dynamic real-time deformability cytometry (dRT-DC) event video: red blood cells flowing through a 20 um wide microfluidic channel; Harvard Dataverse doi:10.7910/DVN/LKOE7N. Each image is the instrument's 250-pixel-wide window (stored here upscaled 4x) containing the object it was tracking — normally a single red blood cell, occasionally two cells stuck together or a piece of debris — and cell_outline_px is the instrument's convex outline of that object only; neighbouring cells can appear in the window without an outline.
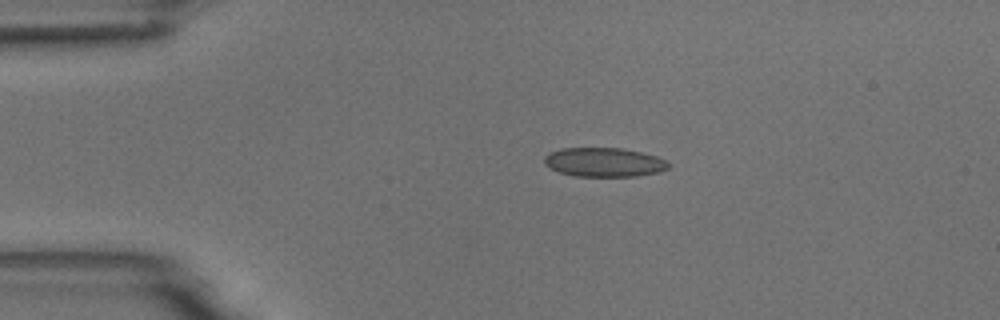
{"species": "common noctule bat (a hibernating species)", "species_latin": "Nyctalus noctula", "temperature_condition": "room temperature", "stored_images_in_passage": 4, "camera_frame_rate_fps": 3000, "um_per_image_px": 0.085, "animal": {"sex": "male", "body_mass_g": 18.8}, "frame": {"image": 1, "passage_image": 3, "time_ms": 2.333, "image_size_px": [1000, 320], "cell_outline_px": [[668, 168], [660, 172], [636, 176], [572, 176], [548, 168], [544, 164], [544, 156], [548, 152], [560, 148], [624, 148], [656, 156], [664, 160], [668, 164]], "centroid_in_image_um": [51.28, 13.79], "position_along_channel_um": 33.7, "area_um2": 21.15}}